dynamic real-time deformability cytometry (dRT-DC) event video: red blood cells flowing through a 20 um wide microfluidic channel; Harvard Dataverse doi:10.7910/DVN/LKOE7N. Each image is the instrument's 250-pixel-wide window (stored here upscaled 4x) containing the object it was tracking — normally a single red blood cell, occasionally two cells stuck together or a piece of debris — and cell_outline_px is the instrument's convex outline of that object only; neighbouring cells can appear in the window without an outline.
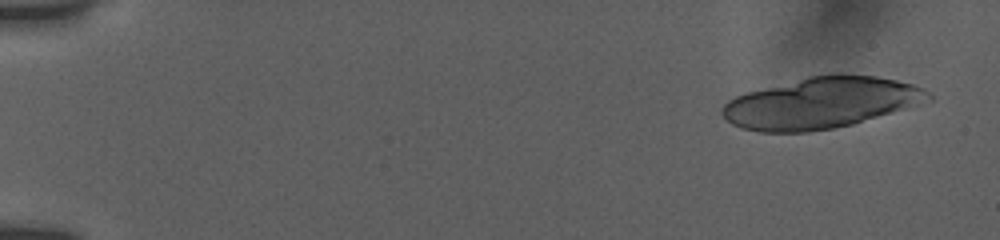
{"species": "human", "species_latin": "Homo sapiens", "temperature_condition": "room temperature", "stored_images_in_passage": 17, "camera_frame_rate_fps": 3000, "um_per_image_px": 0.085, "donor": {"sex": "female"}, "frame": {"image": 1, "passage_image": 2, "time_ms": 0.667, "image_size_px": [1000, 240], "cell_outline_px": [[932, 100], [852, 124], [832, 128], [808, 132], [760, 132], [740, 128], [732, 124], [720, 112], [724, 104], [728, 100], [736, 96], [748, 92], [808, 76], [828, 72], [840, 72], [876, 76], [896, 80], [912, 84], [924, 88], [932, 96]], "centroid_in_image_um": [69.79, 8.72], "position_along_channel_um": 15.2, "area_um2": 61.56}}
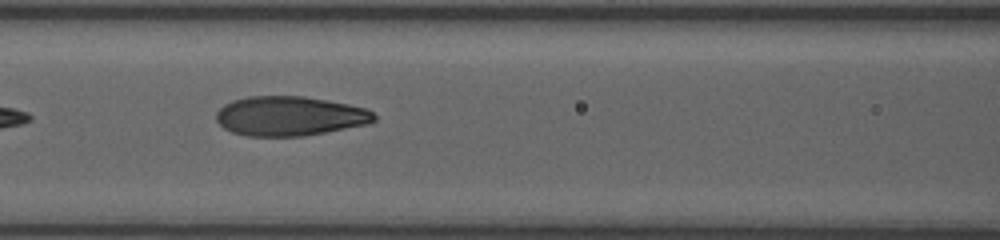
{"frame": {"image": 2, "passage_image": 15, "time_ms": 8.333, "image_size_px": [1000, 240], "cell_outline_px": [[376, 120], [368, 124], [324, 132], [300, 136], [248, 136], [232, 132], [224, 128], [216, 120], [216, 112], [224, 104], [232, 100], [248, 96], [304, 96], [328, 100], [348, 104], [364, 108], [372, 112], [376, 116]], "centroid_in_image_um": [24.6, 9.85], "position_along_channel_um": 142.0, "area_um2": 36.3}}